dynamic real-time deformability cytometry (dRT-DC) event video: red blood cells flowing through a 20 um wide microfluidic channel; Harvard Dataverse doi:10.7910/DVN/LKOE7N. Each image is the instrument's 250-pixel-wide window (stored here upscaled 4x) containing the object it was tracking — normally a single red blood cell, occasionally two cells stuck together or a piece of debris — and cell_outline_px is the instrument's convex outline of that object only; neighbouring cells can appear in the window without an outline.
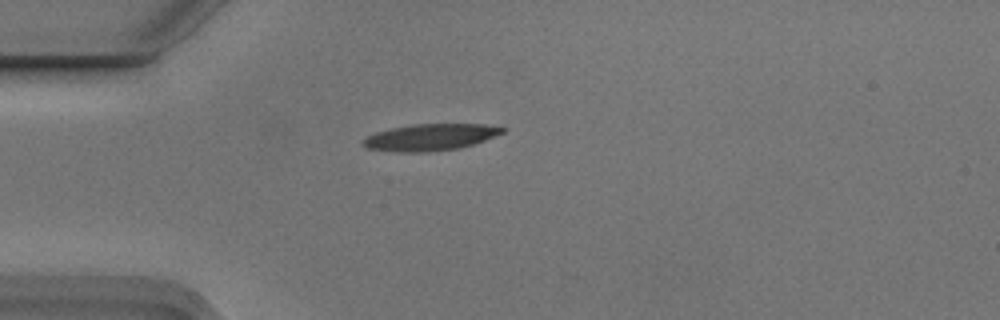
{"species": "Egyptian fruit bat (a non-hibernating species)", "species_latin": "Rousettus aegyptiacus", "temperature_condition": "cold", "stored_images_in_passage": 1, "camera_frame_rate_fps": 3000, "um_per_image_px": 0.085, "animal": {"sex": "male"}, "frame": {"image": 1, "passage_image": 1, "time_ms": 0.0, "image_size_px": [1000, 320], "cell_outline_px": [[504, 132], [484, 140], [460, 148], [428, 152], [396, 152], [368, 148], [364, 144], [364, 140], [368, 136], [376, 132], [392, 128], [416, 124], [484, 124], [504, 128]], "centroid_in_image_um": [36.59, 11.67], "position_along_channel_um": 48.4, "area_um2": 21.27}}